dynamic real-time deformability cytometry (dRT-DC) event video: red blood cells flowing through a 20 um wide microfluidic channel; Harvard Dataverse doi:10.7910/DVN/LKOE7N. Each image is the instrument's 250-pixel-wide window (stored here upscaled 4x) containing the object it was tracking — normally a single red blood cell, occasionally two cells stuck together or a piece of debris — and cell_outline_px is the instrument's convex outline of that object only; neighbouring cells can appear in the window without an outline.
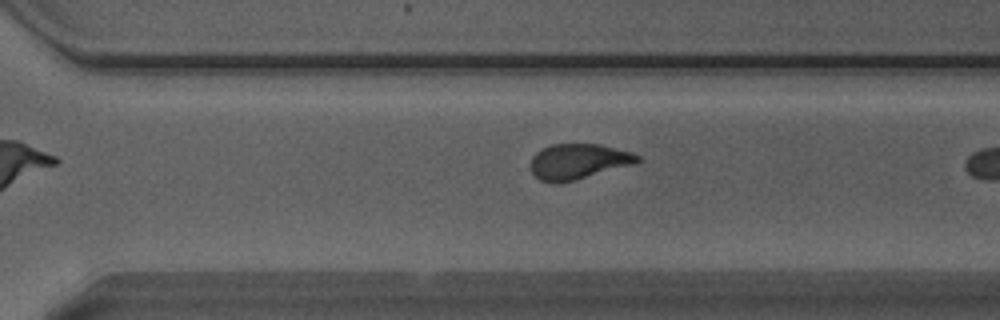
{"species": "Egyptian fruit bat (a non-hibernating species)", "species_latin": "Rousettus aegyptiacus", "temperature_condition": "warm", "stored_images_in_passage": 18, "camera_frame_rate_fps": 3000, "um_per_image_px": 0.085, "animal": {"sex": "male"}, "frame": {"image": 1, "passage_image": 16, "time_ms": 5.0, "image_size_px": [1000, 320], "cell_outline_px": [[640, 160], [632, 164], [576, 180], [556, 184], [540, 180], [532, 172], [532, 156], [536, 152], [552, 144], [600, 144], [632, 152], [640, 156]], "centroid_in_image_um": [49.15, 13.73], "position_along_channel_um": 321.5, "area_um2": 21.85}}